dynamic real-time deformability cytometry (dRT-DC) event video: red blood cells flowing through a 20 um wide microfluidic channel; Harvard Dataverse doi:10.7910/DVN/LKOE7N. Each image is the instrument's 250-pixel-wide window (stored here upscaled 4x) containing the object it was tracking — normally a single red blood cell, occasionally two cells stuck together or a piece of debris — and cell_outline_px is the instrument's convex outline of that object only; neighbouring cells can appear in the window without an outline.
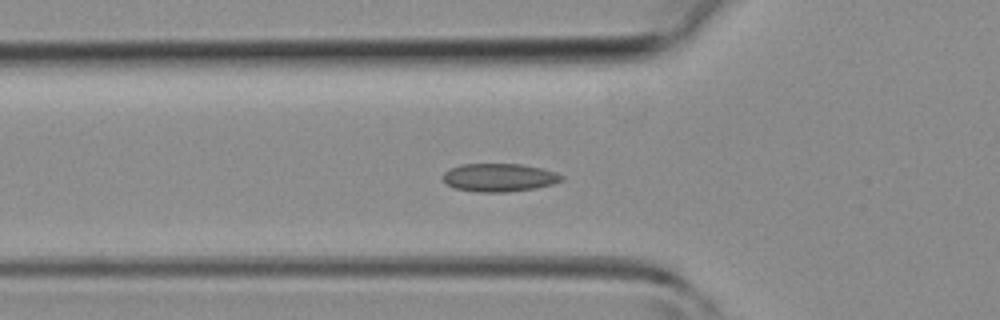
{"species": "common noctule bat (a hibernating species)", "species_latin": "Nyctalus noctula", "temperature_condition": "room temperature", "stored_images_in_passage": 45, "segment_of_instrument_passage": [1, 2], "camera_frame_rate_fps": 3000, "um_per_image_px": 0.085, "animal": {"sex": "female", "body_mass_g": 19.3, "forearm_length_mm": 54.1}, "frame": {"image": 1, "passage_image": 15, "time_ms": 4.667, "image_size_px": [1000, 320], "cell_outline_px": [[564, 180], [552, 184], [536, 188], [508, 192], [476, 192], [456, 188], [448, 184], [444, 180], [444, 172], [460, 164], [520, 164], [540, 168], [556, 172], [564, 176]], "centroid_in_image_um": [42.47, 15.09], "position_along_channel_um": 83.3, "area_um2": 19.36}}
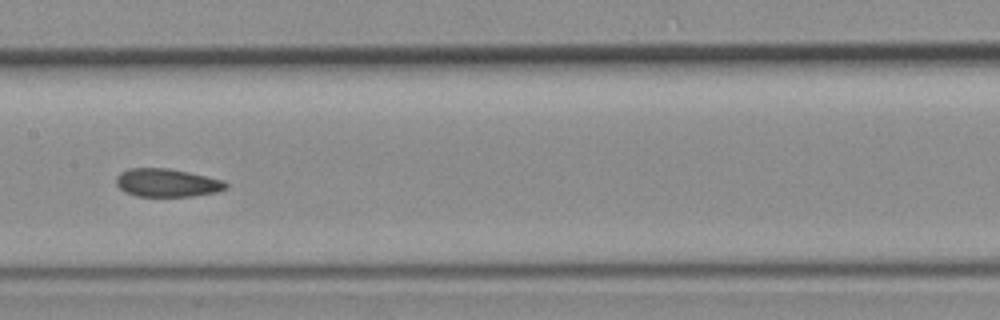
{"frame": {"image": 2, "passage_image": 22, "time_ms": 7.0, "image_size_px": [1000, 320], "cell_outline_px": [[228, 188], [216, 192], [192, 196], [136, 196], [124, 192], [116, 184], [116, 176], [120, 172], [128, 168], [168, 168], [188, 172], [224, 180], [228, 184]], "centroid_in_image_um": [14.18, 15.53], "position_along_channel_um": 193.2, "area_um2": 18.09}}
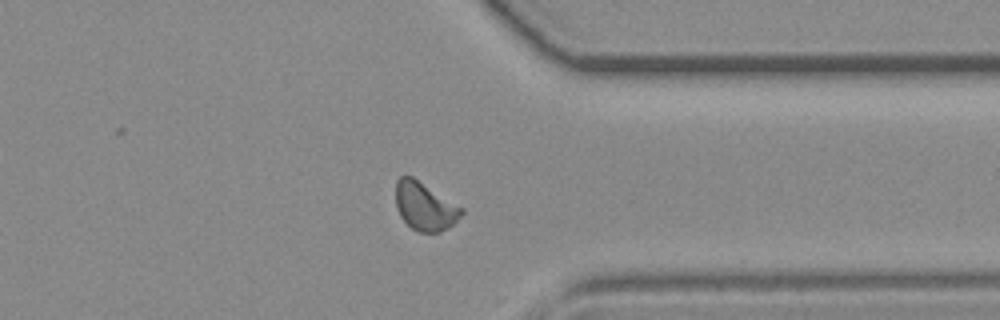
{"frame": {"image": 3, "passage_image": 34, "time_ms": 11.0, "image_size_px": [1000, 320], "cell_outline_px": [[464, 212], [448, 228], [440, 232], [420, 232], [412, 228], [400, 216], [396, 208], [396, 180], [400, 176], [412, 176], [464, 208]], "centroid_in_image_um": [36.1, 17.53], "position_along_channel_um": 375.3, "area_um2": 18.38}}